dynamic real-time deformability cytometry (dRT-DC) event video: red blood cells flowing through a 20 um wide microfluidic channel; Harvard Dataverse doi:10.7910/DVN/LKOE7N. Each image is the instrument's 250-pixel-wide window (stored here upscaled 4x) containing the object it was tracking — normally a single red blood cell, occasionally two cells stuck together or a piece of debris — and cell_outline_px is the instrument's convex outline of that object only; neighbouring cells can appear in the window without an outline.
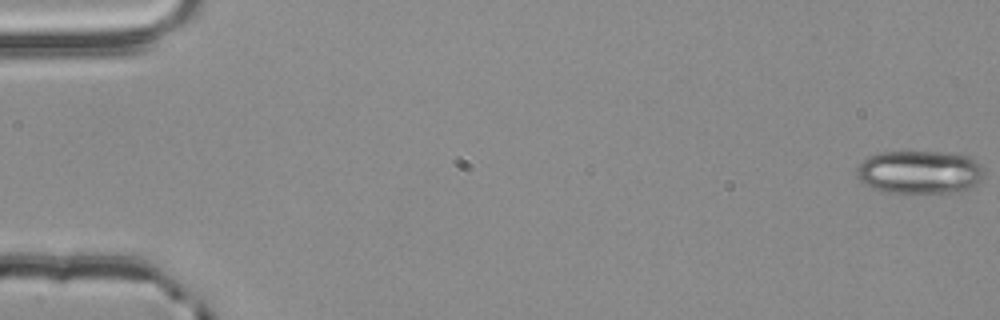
{"species": "common noctule bat (a hibernating species)", "species_latin": "Nyctalus noctula", "temperature_condition": "room temperature", "stored_images_in_passage": 55, "camera_frame_rate_fps": 3000, "um_per_image_px": 0.085, "animal": {"sex": "male", "body_mass_g": 20.4}, "frame": {"image": 1, "passage_image": 1, "time_ms": 0.0, "image_size_px": [1000, 320], "cell_outline_px": [[984, 172], [980, 180], [964, 192], [884, 192], [872, 188], [864, 184], [856, 176], [856, 168], [868, 156], [880, 152], [940, 152], [972, 156], [980, 164]], "centroid_in_image_um": [78.16, 14.62], "position_along_channel_um": 6.8, "area_um2": 32.19}}
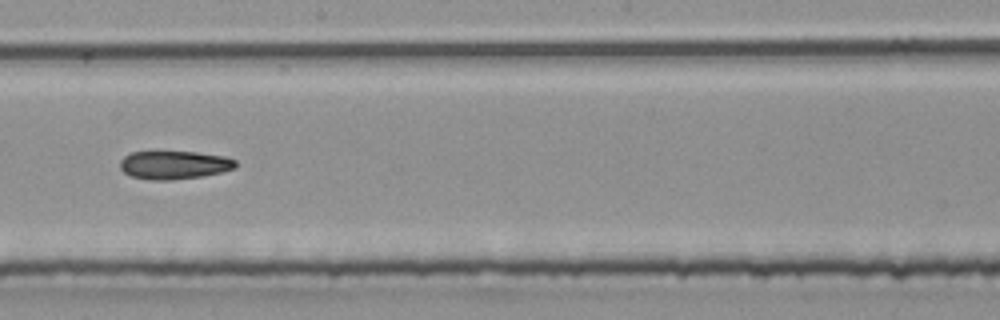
{"frame": {"image": 2, "passage_image": 32, "time_ms": 10.333, "image_size_px": [1000, 320], "cell_outline_px": [[236, 168], [224, 172], [200, 176], [172, 180], [148, 180], [132, 176], [124, 172], [120, 168], [120, 160], [124, 156], [132, 152], [196, 152], [224, 156], [236, 160]], "centroid_in_image_um": [14.81, 14.02], "position_along_channel_um": 233.4, "area_um2": 19.07}}
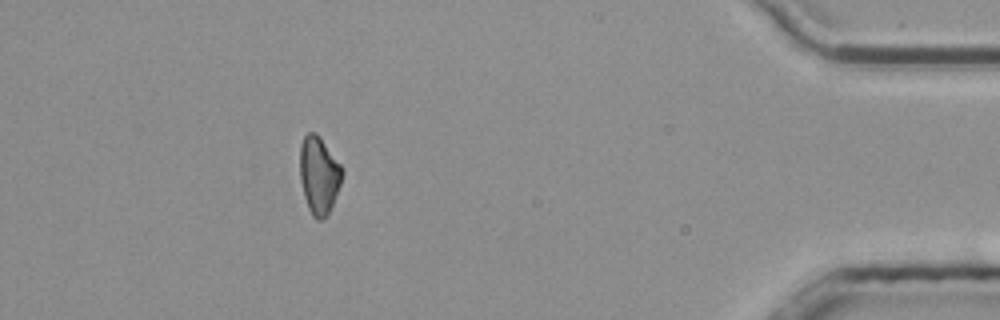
{"frame": {"image": 3, "passage_image": 50, "time_ms": 16.333, "image_size_px": [1000, 320], "cell_outline_px": [[344, 172], [340, 184], [328, 216], [324, 220], [316, 220], [312, 216], [308, 208], [304, 196], [300, 180], [300, 144], [304, 136], [308, 132], [316, 132], [344, 168]], "centroid_in_image_um": [27.11, 14.9], "position_along_channel_um": 408.1, "area_um2": 19.31}}